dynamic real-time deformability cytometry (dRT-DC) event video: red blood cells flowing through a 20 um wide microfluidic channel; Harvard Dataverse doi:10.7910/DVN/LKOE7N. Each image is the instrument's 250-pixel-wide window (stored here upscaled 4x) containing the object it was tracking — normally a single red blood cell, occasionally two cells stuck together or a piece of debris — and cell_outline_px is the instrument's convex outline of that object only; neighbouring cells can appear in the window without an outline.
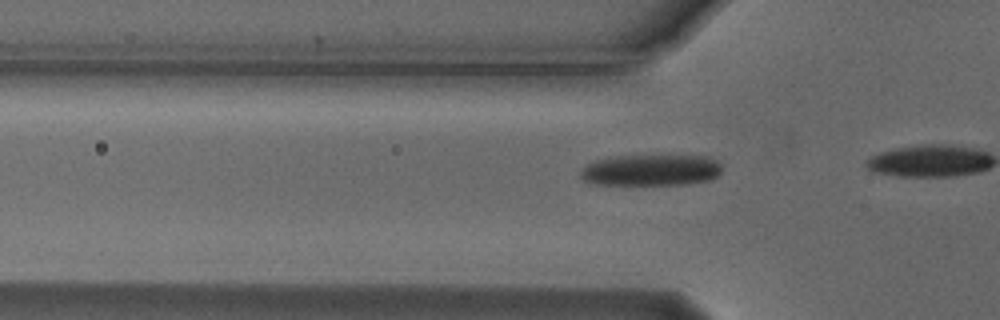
{"species": "Egyptian fruit bat (a non-hibernating species)", "species_latin": "Rousettus aegyptiacus", "temperature_condition": "cold", "stored_images_in_passage": 6, "camera_frame_rate_fps": 3000, "um_per_image_px": 0.085, "animal": {"sex": "male"}, "frame": {"image": 1, "passage_image": 3, "time_ms": 0.667, "image_size_px": [1000, 320], "cell_outline_px": [[720, 172], [716, 176], [708, 180], [688, 184], [592, 184], [584, 180], [580, 176], [580, 172], [588, 164], [596, 160], [608, 156], [708, 156], [716, 160], [720, 164]], "centroid_in_image_um": [55.31, 14.45], "position_along_channel_um": 70.5, "area_um2": 25.61}}